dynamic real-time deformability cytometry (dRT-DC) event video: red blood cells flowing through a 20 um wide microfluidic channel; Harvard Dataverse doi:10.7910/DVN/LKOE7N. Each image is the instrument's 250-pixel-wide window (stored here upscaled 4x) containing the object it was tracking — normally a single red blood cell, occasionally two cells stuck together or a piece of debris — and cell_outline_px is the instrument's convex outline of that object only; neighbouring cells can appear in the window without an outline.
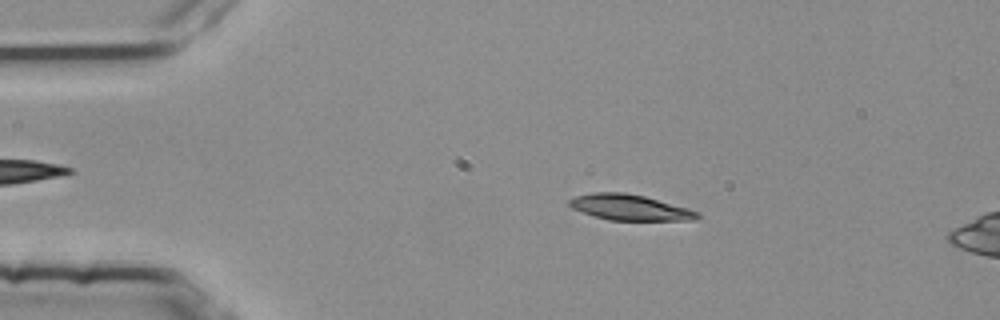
{"species": "common noctule bat (a hibernating species)", "species_latin": "Nyctalus noctula", "temperature_condition": "room temperature", "stored_images_in_passage": 46, "camera_frame_rate_fps": 3000, "um_per_image_px": 0.085, "animal": {"sex": "female", "body_mass_g": 25.1}, "frame": {"image": 1, "passage_image": 10, "time_ms": 3.0, "image_size_px": [1000, 320], "cell_outline_px": [[700, 216], [692, 220], [608, 220], [572, 208], [568, 204], [568, 200], [576, 196], [592, 192], [624, 192], [644, 196], [688, 208], [700, 212]], "centroid_in_image_um": [53.53, 17.62], "position_along_channel_um": 31.5, "area_um2": 19.02}}
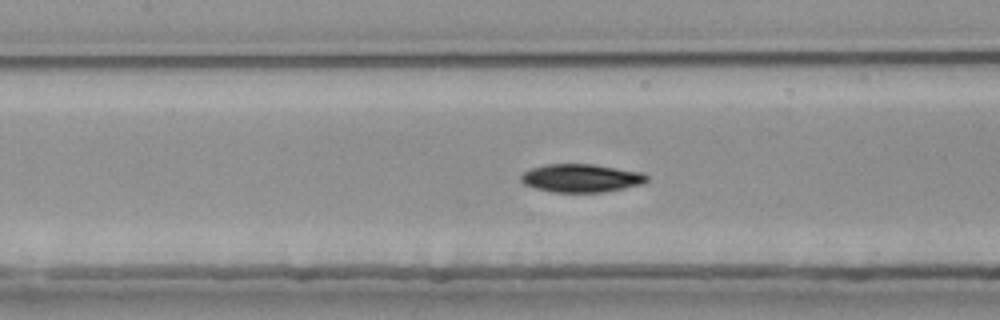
{"frame": {"image": 2, "passage_image": 24, "time_ms": 7.667, "image_size_px": [1000, 320], "cell_outline_px": [[648, 180], [644, 184], [600, 192], [552, 192], [536, 188], [524, 184], [520, 180], [520, 176], [524, 172], [532, 168], [544, 164], [596, 164], [644, 172], [648, 176]], "centroid_in_image_um": [49.43, 15.12], "position_along_channel_um": 158.0, "area_um2": 20.81}}
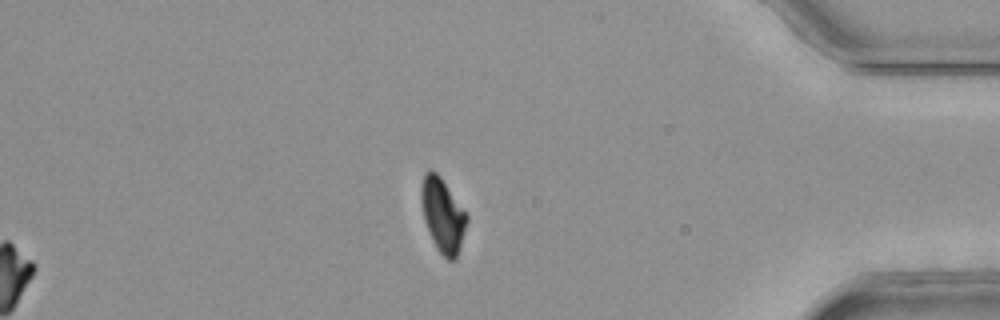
{"frame": {"image": 3, "passage_image": 46, "time_ms": 15.0, "image_size_px": [1000, 320], "cell_outline_px": [[468, 220], [456, 260], [448, 260], [436, 248], [432, 240], [424, 220], [420, 200], [420, 188], [424, 172], [428, 168], [436, 172], [440, 176], [468, 216]], "centroid_in_image_um": [37.6, 18.27], "position_along_channel_um": 397.6, "area_um2": 19.65}, "authors_computed_cell_mechanics": {"area_um2": 20.0277, "velocity_mm_per_s": 3.7836, "shape_relaxation_time_tau1_ms": 3.3186, "shape_relaxation_time_tau2_ms": 7.667, "deformation_change_tau1": 0.1504, "deformation_change_tau2": 0.0876}}